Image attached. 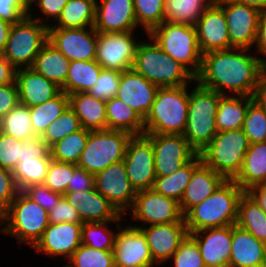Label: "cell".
Wrapping results in <instances>:
<instances>
[{"mask_svg":"<svg viewBox=\"0 0 266 267\" xmlns=\"http://www.w3.org/2000/svg\"><path fill=\"white\" fill-rule=\"evenodd\" d=\"M244 191L266 180V142L250 144L242 168L233 179Z\"/></svg>","mask_w":266,"mask_h":267,"instance_id":"obj_31","label":"cell"},{"mask_svg":"<svg viewBox=\"0 0 266 267\" xmlns=\"http://www.w3.org/2000/svg\"><path fill=\"white\" fill-rule=\"evenodd\" d=\"M190 235L196 240L205 267L229 265L232 225L206 228Z\"/></svg>","mask_w":266,"mask_h":267,"instance_id":"obj_24","label":"cell"},{"mask_svg":"<svg viewBox=\"0 0 266 267\" xmlns=\"http://www.w3.org/2000/svg\"><path fill=\"white\" fill-rule=\"evenodd\" d=\"M202 54L233 48L230 45L225 13L219 5L209 6L195 25Z\"/></svg>","mask_w":266,"mask_h":267,"instance_id":"obj_23","label":"cell"},{"mask_svg":"<svg viewBox=\"0 0 266 267\" xmlns=\"http://www.w3.org/2000/svg\"><path fill=\"white\" fill-rule=\"evenodd\" d=\"M18 192L13 171L0 167V216L9 208Z\"/></svg>","mask_w":266,"mask_h":267,"instance_id":"obj_53","label":"cell"},{"mask_svg":"<svg viewBox=\"0 0 266 267\" xmlns=\"http://www.w3.org/2000/svg\"><path fill=\"white\" fill-rule=\"evenodd\" d=\"M93 27L97 32L136 31L133 0H97Z\"/></svg>","mask_w":266,"mask_h":267,"instance_id":"obj_20","label":"cell"},{"mask_svg":"<svg viewBox=\"0 0 266 267\" xmlns=\"http://www.w3.org/2000/svg\"><path fill=\"white\" fill-rule=\"evenodd\" d=\"M236 225L266 244V214L246 192L238 202Z\"/></svg>","mask_w":266,"mask_h":267,"instance_id":"obj_37","label":"cell"},{"mask_svg":"<svg viewBox=\"0 0 266 267\" xmlns=\"http://www.w3.org/2000/svg\"><path fill=\"white\" fill-rule=\"evenodd\" d=\"M144 135L152 142L156 176L172 174L198 154L183 135Z\"/></svg>","mask_w":266,"mask_h":267,"instance_id":"obj_15","label":"cell"},{"mask_svg":"<svg viewBox=\"0 0 266 267\" xmlns=\"http://www.w3.org/2000/svg\"><path fill=\"white\" fill-rule=\"evenodd\" d=\"M250 50L233 47L204 53L196 82L222 95L255 97L266 68L257 52L254 55Z\"/></svg>","mask_w":266,"mask_h":267,"instance_id":"obj_1","label":"cell"},{"mask_svg":"<svg viewBox=\"0 0 266 267\" xmlns=\"http://www.w3.org/2000/svg\"><path fill=\"white\" fill-rule=\"evenodd\" d=\"M122 226L113 247L115 267H157L142 229L131 224Z\"/></svg>","mask_w":266,"mask_h":267,"instance_id":"obj_17","label":"cell"},{"mask_svg":"<svg viewBox=\"0 0 266 267\" xmlns=\"http://www.w3.org/2000/svg\"><path fill=\"white\" fill-rule=\"evenodd\" d=\"M147 35L170 57L180 62L195 77L200 73L202 56L195 26L163 22Z\"/></svg>","mask_w":266,"mask_h":267,"instance_id":"obj_7","label":"cell"},{"mask_svg":"<svg viewBox=\"0 0 266 267\" xmlns=\"http://www.w3.org/2000/svg\"><path fill=\"white\" fill-rule=\"evenodd\" d=\"M78 212L83 223L122 221L116 208L95 188L88 191H67L62 195Z\"/></svg>","mask_w":266,"mask_h":267,"instance_id":"obj_21","label":"cell"},{"mask_svg":"<svg viewBox=\"0 0 266 267\" xmlns=\"http://www.w3.org/2000/svg\"><path fill=\"white\" fill-rule=\"evenodd\" d=\"M90 131L81 128L53 144L49 148L51 158L58 162L77 164L85 149Z\"/></svg>","mask_w":266,"mask_h":267,"instance_id":"obj_42","label":"cell"},{"mask_svg":"<svg viewBox=\"0 0 266 267\" xmlns=\"http://www.w3.org/2000/svg\"><path fill=\"white\" fill-rule=\"evenodd\" d=\"M255 98L264 107L266 111V76L261 81L260 87L257 90Z\"/></svg>","mask_w":266,"mask_h":267,"instance_id":"obj_64","label":"cell"},{"mask_svg":"<svg viewBox=\"0 0 266 267\" xmlns=\"http://www.w3.org/2000/svg\"><path fill=\"white\" fill-rule=\"evenodd\" d=\"M208 7L203 0H166L164 22L195 26Z\"/></svg>","mask_w":266,"mask_h":267,"instance_id":"obj_39","label":"cell"},{"mask_svg":"<svg viewBox=\"0 0 266 267\" xmlns=\"http://www.w3.org/2000/svg\"><path fill=\"white\" fill-rule=\"evenodd\" d=\"M34 1L35 0H23V2L27 5L28 8L32 5Z\"/></svg>","mask_w":266,"mask_h":267,"instance_id":"obj_67","label":"cell"},{"mask_svg":"<svg viewBox=\"0 0 266 267\" xmlns=\"http://www.w3.org/2000/svg\"><path fill=\"white\" fill-rule=\"evenodd\" d=\"M21 140L0 131V167L13 171L20 158Z\"/></svg>","mask_w":266,"mask_h":267,"instance_id":"obj_52","label":"cell"},{"mask_svg":"<svg viewBox=\"0 0 266 267\" xmlns=\"http://www.w3.org/2000/svg\"><path fill=\"white\" fill-rule=\"evenodd\" d=\"M144 232L153 261L156 265L168 263L188 234L185 222H172L141 227Z\"/></svg>","mask_w":266,"mask_h":267,"instance_id":"obj_22","label":"cell"},{"mask_svg":"<svg viewBox=\"0 0 266 267\" xmlns=\"http://www.w3.org/2000/svg\"><path fill=\"white\" fill-rule=\"evenodd\" d=\"M264 187H266V180L263 182V184H262Z\"/></svg>","mask_w":266,"mask_h":267,"instance_id":"obj_68","label":"cell"},{"mask_svg":"<svg viewBox=\"0 0 266 267\" xmlns=\"http://www.w3.org/2000/svg\"><path fill=\"white\" fill-rule=\"evenodd\" d=\"M253 51L260 55L261 63L266 68V11L262 12L259 18L255 50Z\"/></svg>","mask_w":266,"mask_h":267,"instance_id":"obj_60","label":"cell"},{"mask_svg":"<svg viewBox=\"0 0 266 267\" xmlns=\"http://www.w3.org/2000/svg\"><path fill=\"white\" fill-rule=\"evenodd\" d=\"M266 214V187L263 185H255L245 191Z\"/></svg>","mask_w":266,"mask_h":267,"instance_id":"obj_62","label":"cell"},{"mask_svg":"<svg viewBox=\"0 0 266 267\" xmlns=\"http://www.w3.org/2000/svg\"><path fill=\"white\" fill-rule=\"evenodd\" d=\"M158 88L132 68L121 73L116 97L145 119L152 107Z\"/></svg>","mask_w":266,"mask_h":267,"instance_id":"obj_25","label":"cell"},{"mask_svg":"<svg viewBox=\"0 0 266 267\" xmlns=\"http://www.w3.org/2000/svg\"><path fill=\"white\" fill-rule=\"evenodd\" d=\"M29 14V8L23 0H0V18L16 24Z\"/></svg>","mask_w":266,"mask_h":267,"instance_id":"obj_55","label":"cell"},{"mask_svg":"<svg viewBox=\"0 0 266 267\" xmlns=\"http://www.w3.org/2000/svg\"><path fill=\"white\" fill-rule=\"evenodd\" d=\"M120 79V72L102 68L98 80L88 93L106 102L117 95Z\"/></svg>","mask_w":266,"mask_h":267,"instance_id":"obj_50","label":"cell"},{"mask_svg":"<svg viewBox=\"0 0 266 267\" xmlns=\"http://www.w3.org/2000/svg\"><path fill=\"white\" fill-rule=\"evenodd\" d=\"M133 69L158 87H177L195 83V76L164 52L148 35L141 40Z\"/></svg>","mask_w":266,"mask_h":267,"instance_id":"obj_4","label":"cell"},{"mask_svg":"<svg viewBox=\"0 0 266 267\" xmlns=\"http://www.w3.org/2000/svg\"><path fill=\"white\" fill-rule=\"evenodd\" d=\"M250 143L243 129L217 132L210 143L199 153L202 162L227 180L240 172Z\"/></svg>","mask_w":266,"mask_h":267,"instance_id":"obj_8","label":"cell"},{"mask_svg":"<svg viewBox=\"0 0 266 267\" xmlns=\"http://www.w3.org/2000/svg\"><path fill=\"white\" fill-rule=\"evenodd\" d=\"M23 192L48 212L62 197L61 193L52 191L44 184L31 185Z\"/></svg>","mask_w":266,"mask_h":267,"instance_id":"obj_54","label":"cell"},{"mask_svg":"<svg viewBox=\"0 0 266 267\" xmlns=\"http://www.w3.org/2000/svg\"><path fill=\"white\" fill-rule=\"evenodd\" d=\"M15 82L18 87L20 103L28 107L43 104L62 92L58 85L35 72L32 68L18 69Z\"/></svg>","mask_w":266,"mask_h":267,"instance_id":"obj_26","label":"cell"},{"mask_svg":"<svg viewBox=\"0 0 266 267\" xmlns=\"http://www.w3.org/2000/svg\"><path fill=\"white\" fill-rule=\"evenodd\" d=\"M48 28L29 16L12 24L2 55L17 70L31 68L35 57L48 42Z\"/></svg>","mask_w":266,"mask_h":267,"instance_id":"obj_9","label":"cell"},{"mask_svg":"<svg viewBox=\"0 0 266 267\" xmlns=\"http://www.w3.org/2000/svg\"><path fill=\"white\" fill-rule=\"evenodd\" d=\"M52 158L49 153L46 157L18 160L13 176L19 191L31 185L43 184Z\"/></svg>","mask_w":266,"mask_h":267,"instance_id":"obj_40","label":"cell"},{"mask_svg":"<svg viewBox=\"0 0 266 267\" xmlns=\"http://www.w3.org/2000/svg\"><path fill=\"white\" fill-rule=\"evenodd\" d=\"M77 167V164L58 162L52 159L43 184L52 191L63 195L67 192L68 182Z\"/></svg>","mask_w":266,"mask_h":267,"instance_id":"obj_48","label":"cell"},{"mask_svg":"<svg viewBox=\"0 0 266 267\" xmlns=\"http://www.w3.org/2000/svg\"><path fill=\"white\" fill-rule=\"evenodd\" d=\"M126 174L136 192L152 189L156 174L152 142L145 135L131 136L123 159Z\"/></svg>","mask_w":266,"mask_h":267,"instance_id":"obj_13","label":"cell"},{"mask_svg":"<svg viewBox=\"0 0 266 267\" xmlns=\"http://www.w3.org/2000/svg\"><path fill=\"white\" fill-rule=\"evenodd\" d=\"M113 223L116 231L108 225ZM122 224V221L83 223L81 244L98 250H113L118 228Z\"/></svg>","mask_w":266,"mask_h":267,"instance_id":"obj_41","label":"cell"},{"mask_svg":"<svg viewBox=\"0 0 266 267\" xmlns=\"http://www.w3.org/2000/svg\"><path fill=\"white\" fill-rule=\"evenodd\" d=\"M81 124L79 118L70 106L45 130L41 138L50 148L56 142L64 137L80 130Z\"/></svg>","mask_w":266,"mask_h":267,"instance_id":"obj_47","label":"cell"},{"mask_svg":"<svg viewBox=\"0 0 266 267\" xmlns=\"http://www.w3.org/2000/svg\"><path fill=\"white\" fill-rule=\"evenodd\" d=\"M0 131L20 140L35 137L30 118V107L19 102L0 119Z\"/></svg>","mask_w":266,"mask_h":267,"instance_id":"obj_43","label":"cell"},{"mask_svg":"<svg viewBox=\"0 0 266 267\" xmlns=\"http://www.w3.org/2000/svg\"><path fill=\"white\" fill-rule=\"evenodd\" d=\"M49 153V147L41 136H35L21 140L20 158L18 160L46 157Z\"/></svg>","mask_w":266,"mask_h":267,"instance_id":"obj_57","label":"cell"},{"mask_svg":"<svg viewBox=\"0 0 266 267\" xmlns=\"http://www.w3.org/2000/svg\"><path fill=\"white\" fill-rule=\"evenodd\" d=\"M166 0H133L138 27L147 35L153 28L164 22Z\"/></svg>","mask_w":266,"mask_h":267,"instance_id":"obj_45","label":"cell"},{"mask_svg":"<svg viewBox=\"0 0 266 267\" xmlns=\"http://www.w3.org/2000/svg\"><path fill=\"white\" fill-rule=\"evenodd\" d=\"M242 129L250 144L266 142V111L256 98L248 105Z\"/></svg>","mask_w":266,"mask_h":267,"instance_id":"obj_46","label":"cell"},{"mask_svg":"<svg viewBox=\"0 0 266 267\" xmlns=\"http://www.w3.org/2000/svg\"><path fill=\"white\" fill-rule=\"evenodd\" d=\"M105 103L89 93L69 95V106L79 118L81 127L91 131L107 129Z\"/></svg>","mask_w":266,"mask_h":267,"instance_id":"obj_29","label":"cell"},{"mask_svg":"<svg viewBox=\"0 0 266 267\" xmlns=\"http://www.w3.org/2000/svg\"><path fill=\"white\" fill-rule=\"evenodd\" d=\"M203 1H205L209 6H215V5H218V3L221 0H203Z\"/></svg>","mask_w":266,"mask_h":267,"instance_id":"obj_66","label":"cell"},{"mask_svg":"<svg viewBox=\"0 0 266 267\" xmlns=\"http://www.w3.org/2000/svg\"><path fill=\"white\" fill-rule=\"evenodd\" d=\"M244 192L234 180H226L213 194L184 215L188 234L206 228L235 225L238 202Z\"/></svg>","mask_w":266,"mask_h":267,"instance_id":"obj_2","label":"cell"},{"mask_svg":"<svg viewBox=\"0 0 266 267\" xmlns=\"http://www.w3.org/2000/svg\"><path fill=\"white\" fill-rule=\"evenodd\" d=\"M196 83L189 90L188 118L183 136L199 154L218 132L215 117L222 94Z\"/></svg>","mask_w":266,"mask_h":267,"instance_id":"obj_6","label":"cell"},{"mask_svg":"<svg viewBox=\"0 0 266 267\" xmlns=\"http://www.w3.org/2000/svg\"><path fill=\"white\" fill-rule=\"evenodd\" d=\"M67 2L68 0H35L29 7L28 16L49 27L58 20ZM33 4H36V7L39 8L37 12L39 11L42 15L39 14L38 17L33 16V11H31L34 6Z\"/></svg>","mask_w":266,"mask_h":267,"instance_id":"obj_51","label":"cell"},{"mask_svg":"<svg viewBox=\"0 0 266 267\" xmlns=\"http://www.w3.org/2000/svg\"><path fill=\"white\" fill-rule=\"evenodd\" d=\"M222 267H233V266H231V265H226V266H222Z\"/></svg>","mask_w":266,"mask_h":267,"instance_id":"obj_69","label":"cell"},{"mask_svg":"<svg viewBox=\"0 0 266 267\" xmlns=\"http://www.w3.org/2000/svg\"><path fill=\"white\" fill-rule=\"evenodd\" d=\"M97 0H68L55 24L49 28H88L95 21Z\"/></svg>","mask_w":266,"mask_h":267,"instance_id":"obj_36","label":"cell"},{"mask_svg":"<svg viewBox=\"0 0 266 267\" xmlns=\"http://www.w3.org/2000/svg\"><path fill=\"white\" fill-rule=\"evenodd\" d=\"M202 163L200 154L168 176H156L152 189L180 202L193 171Z\"/></svg>","mask_w":266,"mask_h":267,"instance_id":"obj_34","label":"cell"},{"mask_svg":"<svg viewBox=\"0 0 266 267\" xmlns=\"http://www.w3.org/2000/svg\"><path fill=\"white\" fill-rule=\"evenodd\" d=\"M226 180L224 176L202 162L193 171L191 180L179 202L183 215L213 194Z\"/></svg>","mask_w":266,"mask_h":267,"instance_id":"obj_28","label":"cell"},{"mask_svg":"<svg viewBox=\"0 0 266 267\" xmlns=\"http://www.w3.org/2000/svg\"><path fill=\"white\" fill-rule=\"evenodd\" d=\"M69 107V95L62 91L55 98L30 107V118L36 136H42L47 127Z\"/></svg>","mask_w":266,"mask_h":267,"instance_id":"obj_38","label":"cell"},{"mask_svg":"<svg viewBox=\"0 0 266 267\" xmlns=\"http://www.w3.org/2000/svg\"><path fill=\"white\" fill-rule=\"evenodd\" d=\"M128 212L132 214L129 216L132 221L137 220L142 223L140 226L139 224L133 225L138 228L147 225L185 222L179 202L159 194L153 189L137 192L134 205Z\"/></svg>","mask_w":266,"mask_h":267,"instance_id":"obj_12","label":"cell"},{"mask_svg":"<svg viewBox=\"0 0 266 267\" xmlns=\"http://www.w3.org/2000/svg\"><path fill=\"white\" fill-rule=\"evenodd\" d=\"M5 225V226H4ZM49 225L48 211L19 191L9 208L0 216V232L32 248Z\"/></svg>","mask_w":266,"mask_h":267,"instance_id":"obj_5","label":"cell"},{"mask_svg":"<svg viewBox=\"0 0 266 267\" xmlns=\"http://www.w3.org/2000/svg\"><path fill=\"white\" fill-rule=\"evenodd\" d=\"M95 189L99 191L123 216L134 205L137 192L126 174L123 160L94 174Z\"/></svg>","mask_w":266,"mask_h":267,"instance_id":"obj_16","label":"cell"},{"mask_svg":"<svg viewBox=\"0 0 266 267\" xmlns=\"http://www.w3.org/2000/svg\"><path fill=\"white\" fill-rule=\"evenodd\" d=\"M134 32H98L96 62L103 69L120 73L132 69L141 42Z\"/></svg>","mask_w":266,"mask_h":267,"instance_id":"obj_11","label":"cell"},{"mask_svg":"<svg viewBox=\"0 0 266 267\" xmlns=\"http://www.w3.org/2000/svg\"><path fill=\"white\" fill-rule=\"evenodd\" d=\"M17 69L0 54V85L15 83Z\"/></svg>","mask_w":266,"mask_h":267,"instance_id":"obj_61","label":"cell"},{"mask_svg":"<svg viewBox=\"0 0 266 267\" xmlns=\"http://www.w3.org/2000/svg\"><path fill=\"white\" fill-rule=\"evenodd\" d=\"M95 188L94 174L77 167L68 182L67 191H88Z\"/></svg>","mask_w":266,"mask_h":267,"instance_id":"obj_59","label":"cell"},{"mask_svg":"<svg viewBox=\"0 0 266 267\" xmlns=\"http://www.w3.org/2000/svg\"><path fill=\"white\" fill-rule=\"evenodd\" d=\"M229 265L233 267H266V244L236 224L232 225Z\"/></svg>","mask_w":266,"mask_h":267,"instance_id":"obj_27","label":"cell"},{"mask_svg":"<svg viewBox=\"0 0 266 267\" xmlns=\"http://www.w3.org/2000/svg\"><path fill=\"white\" fill-rule=\"evenodd\" d=\"M102 67L96 60L70 61L65 85L61 88L66 94L88 93L95 85Z\"/></svg>","mask_w":266,"mask_h":267,"instance_id":"obj_35","label":"cell"},{"mask_svg":"<svg viewBox=\"0 0 266 267\" xmlns=\"http://www.w3.org/2000/svg\"><path fill=\"white\" fill-rule=\"evenodd\" d=\"M67 262L64 267H115L113 250H98L82 244Z\"/></svg>","mask_w":266,"mask_h":267,"instance_id":"obj_44","label":"cell"},{"mask_svg":"<svg viewBox=\"0 0 266 267\" xmlns=\"http://www.w3.org/2000/svg\"><path fill=\"white\" fill-rule=\"evenodd\" d=\"M107 129L120 130L131 136L144 135V119L116 96L107 100Z\"/></svg>","mask_w":266,"mask_h":267,"instance_id":"obj_33","label":"cell"},{"mask_svg":"<svg viewBox=\"0 0 266 267\" xmlns=\"http://www.w3.org/2000/svg\"><path fill=\"white\" fill-rule=\"evenodd\" d=\"M130 138L129 133L120 130L90 131L77 166L96 174L110 164L122 161Z\"/></svg>","mask_w":266,"mask_h":267,"instance_id":"obj_10","label":"cell"},{"mask_svg":"<svg viewBox=\"0 0 266 267\" xmlns=\"http://www.w3.org/2000/svg\"><path fill=\"white\" fill-rule=\"evenodd\" d=\"M98 32L88 28H48V42L69 61L95 60Z\"/></svg>","mask_w":266,"mask_h":267,"instance_id":"obj_18","label":"cell"},{"mask_svg":"<svg viewBox=\"0 0 266 267\" xmlns=\"http://www.w3.org/2000/svg\"><path fill=\"white\" fill-rule=\"evenodd\" d=\"M19 102L16 82L0 85V119L7 115Z\"/></svg>","mask_w":266,"mask_h":267,"instance_id":"obj_58","label":"cell"},{"mask_svg":"<svg viewBox=\"0 0 266 267\" xmlns=\"http://www.w3.org/2000/svg\"><path fill=\"white\" fill-rule=\"evenodd\" d=\"M82 225L83 223H49L32 249L52 258L61 256L68 261L81 245Z\"/></svg>","mask_w":266,"mask_h":267,"instance_id":"obj_19","label":"cell"},{"mask_svg":"<svg viewBox=\"0 0 266 267\" xmlns=\"http://www.w3.org/2000/svg\"><path fill=\"white\" fill-rule=\"evenodd\" d=\"M70 61L47 42L35 57L31 68L62 88L67 79Z\"/></svg>","mask_w":266,"mask_h":267,"instance_id":"obj_32","label":"cell"},{"mask_svg":"<svg viewBox=\"0 0 266 267\" xmlns=\"http://www.w3.org/2000/svg\"><path fill=\"white\" fill-rule=\"evenodd\" d=\"M12 24L0 18V54L5 50Z\"/></svg>","mask_w":266,"mask_h":267,"instance_id":"obj_63","label":"cell"},{"mask_svg":"<svg viewBox=\"0 0 266 267\" xmlns=\"http://www.w3.org/2000/svg\"><path fill=\"white\" fill-rule=\"evenodd\" d=\"M235 1L255 7L259 9L261 12L266 11V0H235Z\"/></svg>","mask_w":266,"mask_h":267,"instance_id":"obj_65","label":"cell"},{"mask_svg":"<svg viewBox=\"0 0 266 267\" xmlns=\"http://www.w3.org/2000/svg\"><path fill=\"white\" fill-rule=\"evenodd\" d=\"M49 223L59 224L62 222L83 223L75 210L62 196L58 203L48 212Z\"/></svg>","mask_w":266,"mask_h":267,"instance_id":"obj_56","label":"cell"},{"mask_svg":"<svg viewBox=\"0 0 266 267\" xmlns=\"http://www.w3.org/2000/svg\"><path fill=\"white\" fill-rule=\"evenodd\" d=\"M189 85L159 87L144 119V134L183 135L189 103Z\"/></svg>","mask_w":266,"mask_h":267,"instance_id":"obj_3","label":"cell"},{"mask_svg":"<svg viewBox=\"0 0 266 267\" xmlns=\"http://www.w3.org/2000/svg\"><path fill=\"white\" fill-rule=\"evenodd\" d=\"M252 96L222 95L215 117L218 132L242 129Z\"/></svg>","mask_w":266,"mask_h":267,"instance_id":"obj_30","label":"cell"},{"mask_svg":"<svg viewBox=\"0 0 266 267\" xmlns=\"http://www.w3.org/2000/svg\"><path fill=\"white\" fill-rule=\"evenodd\" d=\"M174 267H205L196 240L187 234L170 258Z\"/></svg>","mask_w":266,"mask_h":267,"instance_id":"obj_49","label":"cell"},{"mask_svg":"<svg viewBox=\"0 0 266 267\" xmlns=\"http://www.w3.org/2000/svg\"><path fill=\"white\" fill-rule=\"evenodd\" d=\"M225 13L230 45L234 48H255L261 11L235 0H221Z\"/></svg>","mask_w":266,"mask_h":267,"instance_id":"obj_14","label":"cell"}]
</instances>
